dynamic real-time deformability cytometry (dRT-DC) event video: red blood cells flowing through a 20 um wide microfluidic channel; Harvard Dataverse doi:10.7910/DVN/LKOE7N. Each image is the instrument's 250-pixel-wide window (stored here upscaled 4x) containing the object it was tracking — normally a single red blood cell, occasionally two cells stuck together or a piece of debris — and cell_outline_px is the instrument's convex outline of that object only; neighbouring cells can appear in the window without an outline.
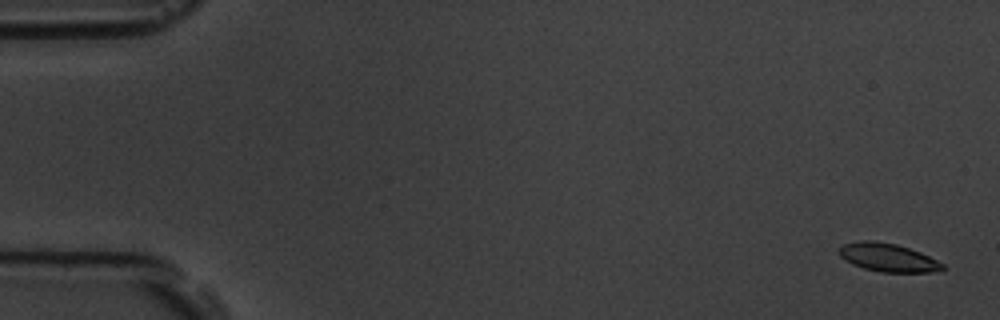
{"species": "common noctule bat (a hibernating species)", "species_latin": "Nyctalus noctula", "temperature_condition": "room temperature", "stored_images_in_passage": 10, "camera_frame_rate_fps": 3000, "um_per_image_px": 0.085, "animal": {"sex": "male", "body_mass_g": 19.5, "forearm_length_mm": 54.6}, "frame": {"image": 1, "passage_image": 1, "time_ms": 0.0, "image_size_px": [1000, 320], "cell_outline_px": [[944, 268], [940, 272], [880, 272], [864, 268], [852, 264], [844, 260], [840, 256], [840, 248], [844, 244], [860, 240], [872, 240], [896, 244], [920, 252], [944, 264]], "centroid_in_image_um": [75.48, 21.89], "position_along_channel_um": 9.5, "area_um2": 16.99}}
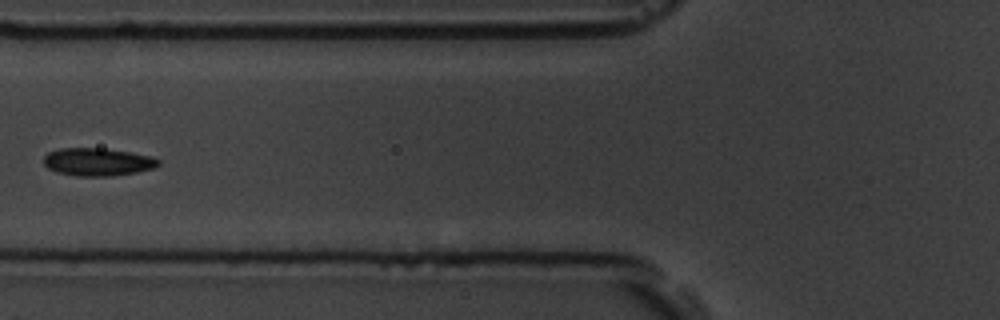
{"frame": {"image": 2, "passage_image": 7, "time_ms": 7.0, "image_size_px": [1000, 320], "cell_outline_px": [[160, 164], [156, 168], [136, 172], [112, 176], [76, 176], [56, 172], [48, 168], [44, 164], [44, 156], [48, 152], [60, 148], [104, 148], [152, 156], [160, 160]], "centroid_in_image_um": [8.31, 13.76], "position_along_channel_um": 117.5, "area_um2": 18.73}}
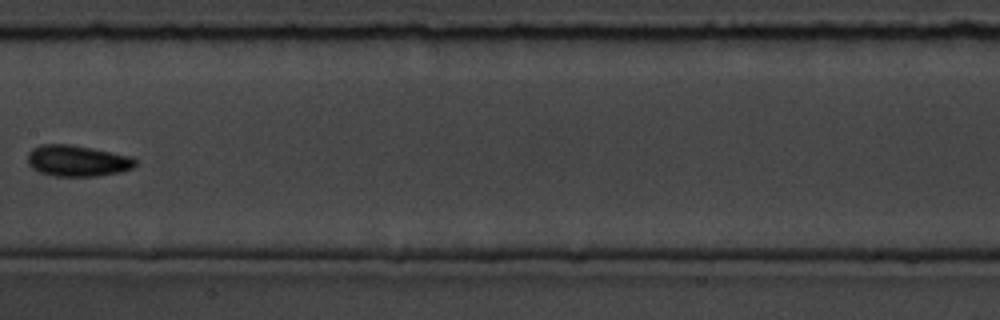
{"frame": {"image": 3, "passage_image": 9, "time_ms": 9.333, "image_size_px": [1000, 320], "cell_outline_px": [[136, 164], [132, 168], [120, 172], [96, 176], [52, 176], [40, 172], [32, 168], [28, 164], [28, 152], [32, 148], [40, 144], [68, 144], [92, 148], [132, 156], [136, 160]], "centroid_in_image_um": [6.56, 13.66], "position_along_channel_um": 200.8, "area_um2": 19.65}}